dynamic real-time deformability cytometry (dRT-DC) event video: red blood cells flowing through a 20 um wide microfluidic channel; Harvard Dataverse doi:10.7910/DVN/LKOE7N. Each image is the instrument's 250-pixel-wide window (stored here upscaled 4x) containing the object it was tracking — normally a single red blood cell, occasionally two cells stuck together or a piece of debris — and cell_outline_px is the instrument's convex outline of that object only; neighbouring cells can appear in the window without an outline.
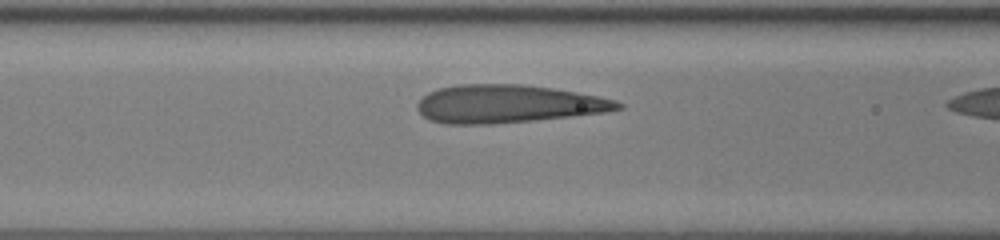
{"species": "human", "species_latin": "Homo sapiens", "temperature_condition": "room temperature", "stored_images_in_passage": 9, "camera_frame_rate_fps": 3000, "um_per_image_px": 0.085, "donor": {"sex": "female"}, "frame": {"image": 1, "passage_image": 7, "time_ms": 2.0, "image_size_px": [1000, 240], "cell_outline_px": [[624, 108], [604, 112], [532, 120], [492, 124], [444, 124], [428, 120], [416, 108], [416, 104], [428, 92], [440, 88], [460, 84], [520, 84], [552, 88], [576, 92], [616, 100], [624, 104]], "centroid_in_image_um": [43.13, 8.83], "position_along_channel_um": 123.5, "area_um2": 44.22}}